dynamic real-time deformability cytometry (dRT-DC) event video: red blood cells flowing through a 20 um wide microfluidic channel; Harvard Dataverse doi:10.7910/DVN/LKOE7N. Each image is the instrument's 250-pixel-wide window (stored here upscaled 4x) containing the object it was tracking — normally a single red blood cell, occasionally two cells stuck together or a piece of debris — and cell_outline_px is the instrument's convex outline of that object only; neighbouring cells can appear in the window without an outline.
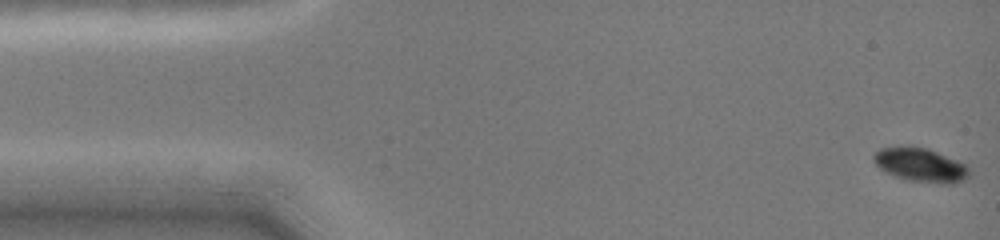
{"species": "common noctule bat (a hibernating species)", "species_latin": "Nyctalus noctula", "temperature_condition": "cold", "stored_images_in_passage": 31, "camera_frame_rate_fps": 3000, "um_per_image_px": 0.085, "animal": {"sex": "female", "body_mass_g": 19.0, "forearm_length_mm": 51.5}, "frame": {"image": 1, "passage_image": 1, "time_ms": 0.0, "image_size_px": [1000, 240], "cell_outline_px": [[968, 176], [964, 180], [956, 184], [940, 184], [908, 180], [896, 176], [880, 168], [872, 160], [872, 156], [880, 148], [908, 144], [928, 148], [956, 160], [964, 164], [968, 168]], "centroid_in_image_um": [78.23, 14.0], "position_along_channel_um": 6.8, "area_um2": 19.07}}
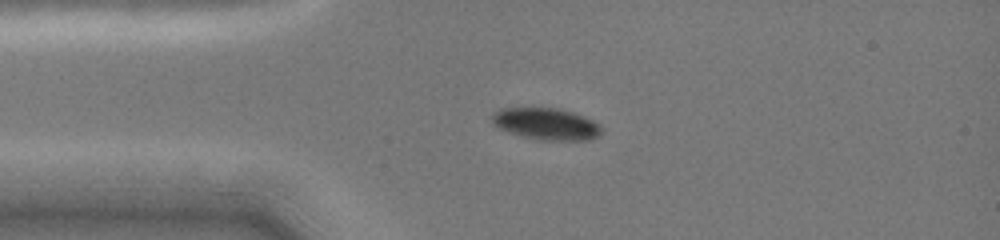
{"frame": {"image": 2, "passage_image": 18, "time_ms": 3.333, "image_size_px": [1000, 240], "cell_outline_px": [[604, 128], [596, 136], [588, 140], [536, 140], [508, 132], [496, 128], [492, 124], [492, 112], [500, 108], [560, 108], [584, 116], [600, 124]], "centroid_in_image_um": [46.39, 10.53], "position_along_channel_um": 38.6, "area_um2": 20.52}}
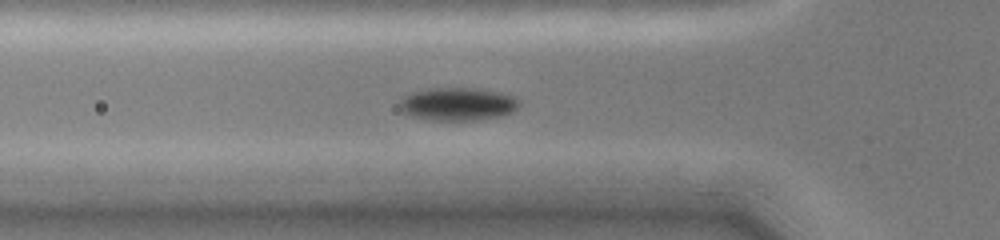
{"frame": {"image": 3, "passage_image": 26, "time_ms": 5.0, "image_size_px": [1000, 240], "cell_outline_px": [[520, 104], [512, 112], [500, 116], [476, 120], [432, 120], [412, 116], [400, 112], [400, 100], [404, 96], [412, 92], [428, 88], [480, 88], [500, 92], [512, 96], [520, 100]], "centroid_in_image_um": [38.9, 8.84], "position_along_channel_um": 86.9, "area_um2": 23.12}}